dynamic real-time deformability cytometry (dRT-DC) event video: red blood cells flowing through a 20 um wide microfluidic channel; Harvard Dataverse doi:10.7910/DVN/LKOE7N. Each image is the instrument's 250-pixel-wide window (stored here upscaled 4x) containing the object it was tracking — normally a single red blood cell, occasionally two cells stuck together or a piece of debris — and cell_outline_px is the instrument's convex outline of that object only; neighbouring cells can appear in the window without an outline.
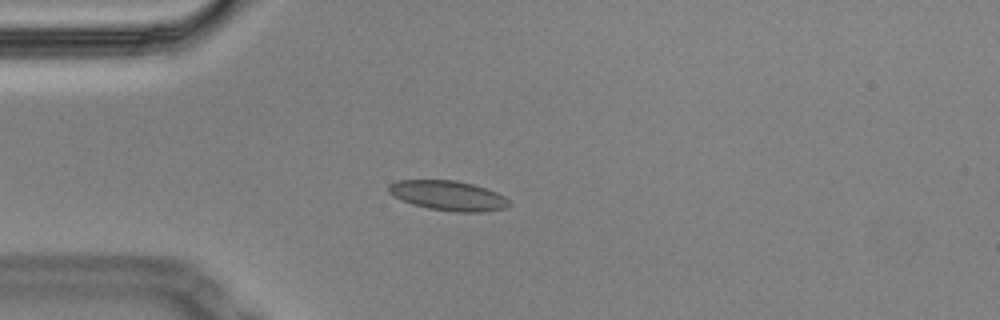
{"species": "Egyptian fruit bat (a non-hibernating species)", "species_latin": "Rousettus aegyptiacus", "temperature_condition": "cold", "stored_images_in_passage": 44, "segment_of_instrument_passage": [1, 2], "camera_frame_rate_fps": 3000, "um_per_image_px": 0.085, "animal": {"sex": "male"}, "frame": {"image": 1, "passage_image": 1, "time_ms": 0.0, "image_size_px": [1000, 320], "cell_outline_px": [[512, 204], [508, 208], [484, 212], [456, 212], [428, 208], [412, 204], [400, 200], [388, 192], [388, 184], [396, 180], [456, 180], [472, 184], [496, 192], [504, 196]], "centroid_in_image_um": [38.09, 16.63], "position_along_channel_um": 46.9, "area_um2": 21.1}}
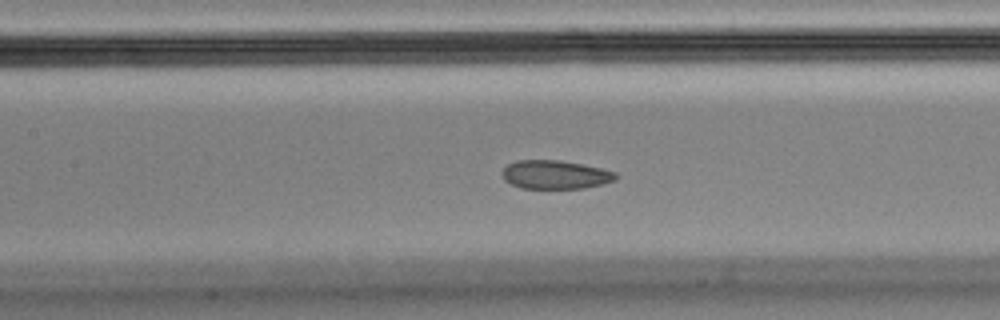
{"frame": {"image": 2, "passage_image": 12, "time_ms": 3.667, "image_size_px": [1000, 320], "cell_outline_px": [[616, 180], [604, 184], [584, 188], [520, 188], [504, 180], [504, 168], [508, 164], [516, 160], [560, 160], [600, 168], [616, 172]], "centroid_in_image_um": [47.21, 14.85], "position_along_channel_um": 160.2, "area_um2": 18.79}}
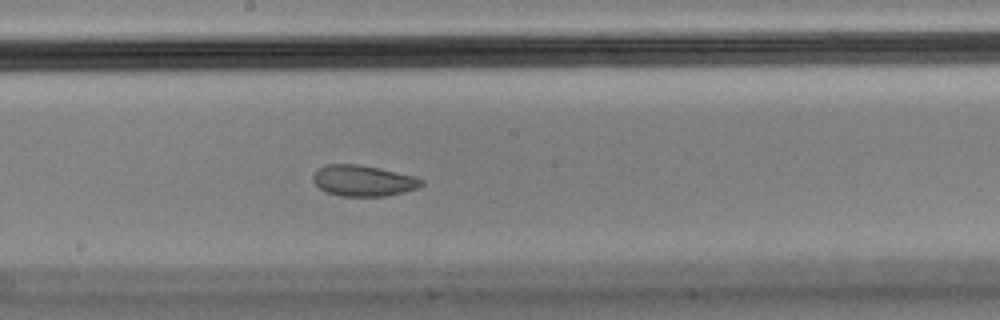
{"frame": {"image": 3, "passage_image": 17, "time_ms": 5.333, "image_size_px": [1000, 320], "cell_outline_px": [[424, 184], [420, 188], [404, 192], [384, 196], [340, 196], [328, 192], [320, 188], [312, 180], [312, 176], [320, 168], [328, 164], [356, 164], [416, 176], [424, 180]], "centroid_in_image_um": [30.92, 15.37], "position_along_channel_um": 217.3, "area_um2": 19.42}}